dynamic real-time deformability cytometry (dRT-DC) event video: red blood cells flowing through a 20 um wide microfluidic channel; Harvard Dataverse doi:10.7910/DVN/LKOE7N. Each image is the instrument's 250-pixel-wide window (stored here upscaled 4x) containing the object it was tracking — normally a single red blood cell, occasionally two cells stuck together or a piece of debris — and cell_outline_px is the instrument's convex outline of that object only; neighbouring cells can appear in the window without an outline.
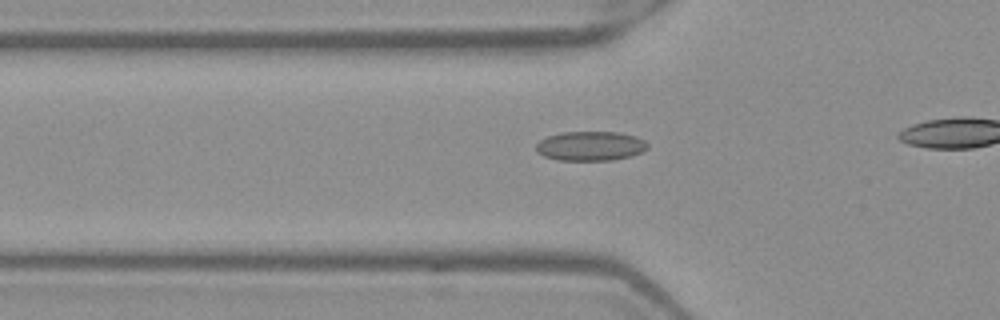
{"species": "Egyptian fruit bat (a non-hibernating species)", "species_latin": "Rousettus aegyptiacus", "temperature_condition": "warm", "stored_images_in_passage": 29, "camera_frame_rate_fps": 3000, "um_per_image_px": 0.085, "frame": {"image": 1, "passage_image": 14, "time_ms": 4.333, "image_size_px": [1000, 320], "cell_outline_px": [[648, 148], [632, 156], [612, 160], [556, 160], [544, 156], [536, 152], [536, 144], [540, 140], [548, 136], [560, 132], [620, 132], [636, 136], [644, 140], [648, 144]], "centroid_in_image_um": [50.18, 12.41], "position_along_channel_um": 75.6, "area_um2": 19.25}}
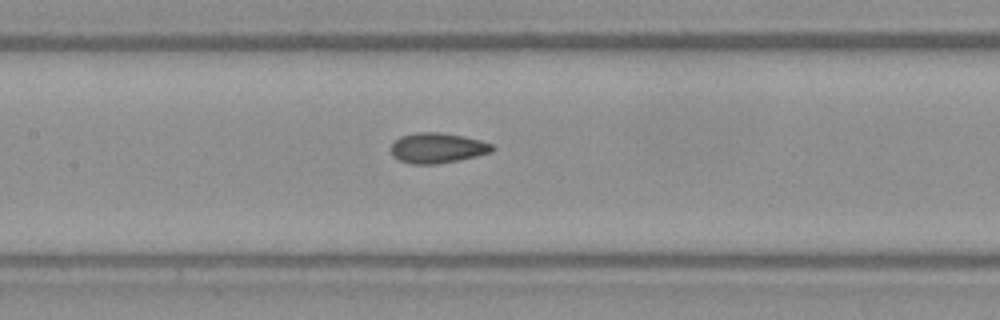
{"frame": {"image": 2, "passage_image": 21, "time_ms": 6.667, "image_size_px": [1000, 320], "cell_outline_px": [[496, 148], [492, 152], [460, 160], [436, 164], [412, 164], [400, 160], [392, 156], [392, 144], [400, 136], [416, 132], [440, 132], [464, 136], [480, 140], [492, 144]], "centroid_in_image_um": [37.2, 12.57], "position_along_channel_um": 170.2, "area_um2": 17.92}}
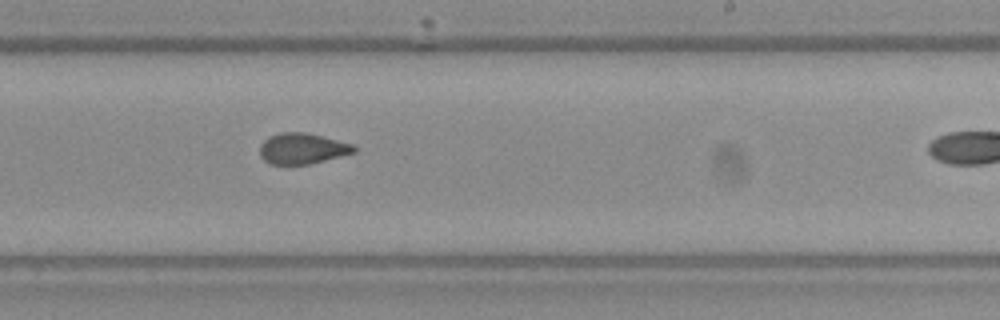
{"frame": {"image": 3, "passage_image": 28, "time_ms": 9.0, "image_size_px": [1000, 320], "cell_outline_px": [[356, 152], [308, 164], [272, 164], [264, 160], [260, 156], [260, 144], [268, 136], [280, 132], [304, 132], [356, 144]], "centroid_in_image_um": [25.7, 12.61], "position_along_channel_um": 263.3, "area_um2": 16.94}}